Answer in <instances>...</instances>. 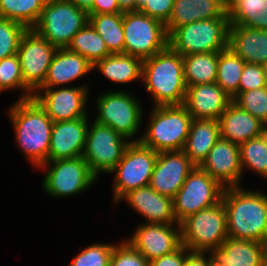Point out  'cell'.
<instances>
[{
    "mask_svg": "<svg viewBox=\"0 0 267 266\" xmlns=\"http://www.w3.org/2000/svg\"><path fill=\"white\" fill-rule=\"evenodd\" d=\"M222 201L228 237L267 244V195L230 187L224 189Z\"/></svg>",
    "mask_w": 267,
    "mask_h": 266,
    "instance_id": "obj_1",
    "label": "cell"
},
{
    "mask_svg": "<svg viewBox=\"0 0 267 266\" xmlns=\"http://www.w3.org/2000/svg\"><path fill=\"white\" fill-rule=\"evenodd\" d=\"M142 79L156 106L184 103L187 86L183 58L169 46L143 60Z\"/></svg>",
    "mask_w": 267,
    "mask_h": 266,
    "instance_id": "obj_2",
    "label": "cell"
},
{
    "mask_svg": "<svg viewBox=\"0 0 267 266\" xmlns=\"http://www.w3.org/2000/svg\"><path fill=\"white\" fill-rule=\"evenodd\" d=\"M17 142L33 164L47 162L53 121L34 99L19 100L10 109Z\"/></svg>",
    "mask_w": 267,
    "mask_h": 266,
    "instance_id": "obj_3",
    "label": "cell"
},
{
    "mask_svg": "<svg viewBox=\"0 0 267 266\" xmlns=\"http://www.w3.org/2000/svg\"><path fill=\"white\" fill-rule=\"evenodd\" d=\"M193 118L182 105L155 106L149 128L136 140L156 152L180 151L187 140Z\"/></svg>",
    "mask_w": 267,
    "mask_h": 266,
    "instance_id": "obj_4",
    "label": "cell"
},
{
    "mask_svg": "<svg viewBox=\"0 0 267 266\" xmlns=\"http://www.w3.org/2000/svg\"><path fill=\"white\" fill-rule=\"evenodd\" d=\"M88 23V12L70 0H47L33 30L57 49H64Z\"/></svg>",
    "mask_w": 267,
    "mask_h": 266,
    "instance_id": "obj_5",
    "label": "cell"
},
{
    "mask_svg": "<svg viewBox=\"0 0 267 266\" xmlns=\"http://www.w3.org/2000/svg\"><path fill=\"white\" fill-rule=\"evenodd\" d=\"M181 245L193 252L219 248L228 238L223 201L204 208L180 223Z\"/></svg>",
    "mask_w": 267,
    "mask_h": 266,
    "instance_id": "obj_6",
    "label": "cell"
},
{
    "mask_svg": "<svg viewBox=\"0 0 267 266\" xmlns=\"http://www.w3.org/2000/svg\"><path fill=\"white\" fill-rule=\"evenodd\" d=\"M229 18L195 21L174 29L168 46L181 56L220 52L228 47Z\"/></svg>",
    "mask_w": 267,
    "mask_h": 266,
    "instance_id": "obj_7",
    "label": "cell"
},
{
    "mask_svg": "<svg viewBox=\"0 0 267 266\" xmlns=\"http://www.w3.org/2000/svg\"><path fill=\"white\" fill-rule=\"evenodd\" d=\"M124 54L148 59L168 47L164 23L142 12L123 13Z\"/></svg>",
    "mask_w": 267,
    "mask_h": 266,
    "instance_id": "obj_8",
    "label": "cell"
},
{
    "mask_svg": "<svg viewBox=\"0 0 267 266\" xmlns=\"http://www.w3.org/2000/svg\"><path fill=\"white\" fill-rule=\"evenodd\" d=\"M225 187L196 166L173 198V210L180 223L189 216L222 201Z\"/></svg>",
    "mask_w": 267,
    "mask_h": 266,
    "instance_id": "obj_9",
    "label": "cell"
},
{
    "mask_svg": "<svg viewBox=\"0 0 267 266\" xmlns=\"http://www.w3.org/2000/svg\"><path fill=\"white\" fill-rule=\"evenodd\" d=\"M158 152L144 146L140 141L131 142L122 159L111 172L115 175V200L120 199L129 191L149 186Z\"/></svg>",
    "mask_w": 267,
    "mask_h": 266,
    "instance_id": "obj_10",
    "label": "cell"
},
{
    "mask_svg": "<svg viewBox=\"0 0 267 266\" xmlns=\"http://www.w3.org/2000/svg\"><path fill=\"white\" fill-rule=\"evenodd\" d=\"M130 143L131 141L118 134L112 127L95 121L93 126L88 128L82 157L96 177L99 172L111 173Z\"/></svg>",
    "mask_w": 267,
    "mask_h": 266,
    "instance_id": "obj_11",
    "label": "cell"
},
{
    "mask_svg": "<svg viewBox=\"0 0 267 266\" xmlns=\"http://www.w3.org/2000/svg\"><path fill=\"white\" fill-rule=\"evenodd\" d=\"M56 50V47L33 29H27L23 34L17 54L24 84L32 90V94L33 90L44 84Z\"/></svg>",
    "mask_w": 267,
    "mask_h": 266,
    "instance_id": "obj_12",
    "label": "cell"
},
{
    "mask_svg": "<svg viewBox=\"0 0 267 266\" xmlns=\"http://www.w3.org/2000/svg\"><path fill=\"white\" fill-rule=\"evenodd\" d=\"M97 101L96 122L112 127L125 138L136 134L143 115L138 101L124 91L106 93Z\"/></svg>",
    "mask_w": 267,
    "mask_h": 266,
    "instance_id": "obj_13",
    "label": "cell"
},
{
    "mask_svg": "<svg viewBox=\"0 0 267 266\" xmlns=\"http://www.w3.org/2000/svg\"><path fill=\"white\" fill-rule=\"evenodd\" d=\"M53 163L47 171L43 186L44 190L52 196L66 197L86 190L96 176L90 171L84 158L76 157L64 160L47 161L40 166Z\"/></svg>",
    "mask_w": 267,
    "mask_h": 266,
    "instance_id": "obj_14",
    "label": "cell"
},
{
    "mask_svg": "<svg viewBox=\"0 0 267 266\" xmlns=\"http://www.w3.org/2000/svg\"><path fill=\"white\" fill-rule=\"evenodd\" d=\"M195 167L182 150L159 152L149 186L173 199Z\"/></svg>",
    "mask_w": 267,
    "mask_h": 266,
    "instance_id": "obj_15",
    "label": "cell"
},
{
    "mask_svg": "<svg viewBox=\"0 0 267 266\" xmlns=\"http://www.w3.org/2000/svg\"><path fill=\"white\" fill-rule=\"evenodd\" d=\"M45 89L44 95L37 92L33 98L45 110L53 122L67 121L86 117L85 104L87 100L86 87L75 88H39Z\"/></svg>",
    "mask_w": 267,
    "mask_h": 266,
    "instance_id": "obj_16",
    "label": "cell"
},
{
    "mask_svg": "<svg viewBox=\"0 0 267 266\" xmlns=\"http://www.w3.org/2000/svg\"><path fill=\"white\" fill-rule=\"evenodd\" d=\"M199 167L223 187H238L243 173L239 145L220 138Z\"/></svg>",
    "mask_w": 267,
    "mask_h": 266,
    "instance_id": "obj_17",
    "label": "cell"
},
{
    "mask_svg": "<svg viewBox=\"0 0 267 266\" xmlns=\"http://www.w3.org/2000/svg\"><path fill=\"white\" fill-rule=\"evenodd\" d=\"M171 225L158 223L140 225L128 242L149 262L171 254L181 246L180 230L176 231Z\"/></svg>",
    "mask_w": 267,
    "mask_h": 266,
    "instance_id": "obj_18",
    "label": "cell"
},
{
    "mask_svg": "<svg viewBox=\"0 0 267 266\" xmlns=\"http://www.w3.org/2000/svg\"><path fill=\"white\" fill-rule=\"evenodd\" d=\"M87 117L53 122L47 161L81 157L88 131Z\"/></svg>",
    "mask_w": 267,
    "mask_h": 266,
    "instance_id": "obj_19",
    "label": "cell"
},
{
    "mask_svg": "<svg viewBox=\"0 0 267 266\" xmlns=\"http://www.w3.org/2000/svg\"><path fill=\"white\" fill-rule=\"evenodd\" d=\"M232 98L216 83L187 87L183 105L193 119L218 120Z\"/></svg>",
    "mask_w": 267,
    "mask_h": 266,
    "instance_id": "obj_20",
    "label": "cell"
},
{
    "mask_svg": "<svg viewBox=\"0 0 267 266\" xmlns=\"http://www.w3.org/2000/svg\"><path fill=\"white\" fill-rule=\"evenodd\" d=\"M211 259L220 266H267V244L228 237L211 250Z\"/></svg>",
    "mask_w": 267,
    "mask_h": 266,
    "instance_id": "obj_21",
    "label": "cell"
},
{
    "mask_svg": "<svg viewBox=\"0 0 267 266\" xmlns=\"http://www.w3.org/2000/svg\"><path fill=\"white\" fill-rule=\"evenodd\" d=\"M214 18H228L227 0H174L166 31L169 35L178 27Z\"/></svg>",
    "mask_w": 267,
    "mask_h": 266,
    "instance_id": "obj_22",
    "label": "cell"
},
{
    "mask_svg": "<svg viewBox=\"0 0 267 266\" xmlns=\"http://www.w3.org/2000/svg\"><path fill=\"white\" fill-rule=\"evenodd\" d=\"M123 198L135 211L146 217L149 223L173 224L177 222L173 210V199L159 194L150 186L131 190Z\"/></svg>",
    "mask_w": 267,
    "mask_h": 266,
    "instance_id": "obj_23",
    "label": "cell"
},
{
    "mask_svg": "<svg viewBox=\"0 0 267 266\" xmlns=\"http://www.w3.org/2000/svg\"><path fill=\"white\" fill-rule=\"evenodd\" d=\"M220 138L238 145L266 132L267 126L247 111L231 103L218 119Z\"/></svg>",
    "mask_w": 267,
    "mask_h": 266,
    "instance_id": "obj_24",
    "label": "cell"
},
{
    "mask_svg": "<svg viewBox=\"0 0 267 266\" xmlns=\"http://www.w3.org/2000/svg\"><path fill=\"white\" fill-rule=\"evenodd\" d=\"M228 47L246 63L264 65L267 61V30L229 25Z\"/></svg>",
    "mask_w": 267,
    "mask_h": 266,
    "instance_id": "obj_25",
    "label": "cell"
},
{
    "mask_svg": "<svg viewBox=\"0 0 267 266\" xmlns=\"http://www.w3.org/2000/svg\"><path fill=\"white\" fill-rule=\"evenodd\" d=\"M93 65L82 55L69 51L67 48L57 49L44 84L40 88H54L82 77L93 70Z\"/></svg>",
    "mask_w": 267,
    "mask_h": 266,
    "instance_id": "obj_26",
    "label": "cell"
},
{
    "mask_svg": "<svg viewBox=\"0 0 267 266\" xmlns=\"http://www.w3.org/2000/svg\"><path fill=\"white\" fill-rule=\"evenodd\" d=\"M220 139V125L214 119H193L182 151L199 166Z\"/></svg>",
    "mask_w": 267,
    "mask_h": 266,
    "instance_id": "obj_27",
    "label": "cell"
},
{
    "mask_svg": "<svg viewBox=\"0 0 267 266\" xmlns=\"http://www.w3.org/2000/svg\"><path fill=\"white\" fill-rule=\"evenodd\" d=\"M230 25L267 30V0H227Z\"/></svg>",
    "mask_w": 267,
    "mask_h": 266,
    "instance_id": "obj_28",
    "label": "cell"
},
{
    "mask_svg": "<svg viewBox=\"0 0 267 266\" xmlns=\"http://www.w3.org/2000/svg\"><path fill=\"white\" fill-rule=\"evenodd\" d=\"M95 67L113 82L127 83L142 77L143 60L124 53L110 54L97 61Z\"/></svg>",
    "mask_w": 267,
    "mask_h": 266,
    "instance_id": "obj_29",
    "label": "cell"
},
{
    "mask_svg": "<svg viewBox=\"0 0 267 266\" xmlns=\"http://www.w3.org/2000/svg\"><path fill=\"white\" fill-rule=\"evenodd\" d=\"M187 87L216 82L218 52L194 53L182 56Z\"/></svg>",
    "mask_w": 267,
    "mask_h": 266,
    "instance_id": "obj_30",
    "label": "cell"
},
{
    "mask_svg": "<svg viewBox=\"0 0 267 266\" xmlns=\"http://www.w3.org/2000/svg\"><path fill=\"white\" fill-rule=\"evenodd\" d=\"M89 24L101 36L111 54L124 53L123 13L89 14Z\"/></svg>",
    "mask_w": 267,
    "mask_h": 266,
    "instance_id": "obj_31",
    "label": "cell"
},
{
    "mask_svg": "<svg viewBox=\"0 0 267 266\" xmlns=\"http://www.w3.org/2000/svg\"><path fill=\"white\" fill-rule=\"evenodd\" d=\"M245 61L229 47L218 52L216 83L233 99L239 93V83Z\"/></svg>",
    "mask_w": 267,
    "mask_h": 266,
    "instance_id": "obj_32",
    "label": "cell"
},
{
    "mask_svg": "<svg viewBox=\"0 0 267 266\" xmlns=\"http://www.w3.org/2000/svg\"><path fill=\"white\" fill-rule=\"evenodd\" d=\"M47 0H0V18L9 19L33 29Z\"/></svg>",
    "mask_w": 267,
    "mask_h": 266,
    "instance_id": "obj_33",
    "label": "cell"
},
{
    "mask_svg": "<svg viewBox=\"0 0 267 266\" xmlns=\"http://www.w3.org/2000/svg\"><path fill=\"white\" fill-rule=\"evenodd\" d=\"M67 49L84 56L92 65L111 54L101 36L89 23L74 35Z\"/></svg>",
    "mask_w": 267,
    "mask_h": 266,
    "instance_id": "obj_34",
    "label": "cell"
},
{
    "mask_svg": "<svg viewBox=\"0 0 267 266\" xmlns=\"http://www.w3.org/2000/svg\"><path fill=\"white\" fill-rule=\"evenodd\" d=\"M239 148L242 171L245 165L267 177V133L243 142Z\"/></svg>",
    "mask_w": 267,
    "mask_h": 266,
    "instance_id": "obj_35",
    "label": "cell"
},
{
    "mask_svg": "<svg viewBox=\"0 0 267 266\" xmlns=\"http://www.w3.org/2000/svg\"><path fill=\"white\" fill-rule=\"evenodd\" d=\"M232 102L267 126V86L238 93Z\"/></svg>",
    "mask_w": 267,
    "mask_h": 266,
    "instance_id": "obj_36",
    "label": "cell"
},
{
    "mask_svg": "<svg viewBox=\"0 0 267 266\" xmlns=\"http://www.w3.org/2000/svg\"><path fill=\"white\" fill-rule=\"evenodd\" d=\"M12 87L25 90L26 94L20 100L33 98L34 94H31L32 91L24 84L18 54L0 60V91Z\"/></svg>",
    "mask_w": 267,
    "mask_h": 266,
    "instance_id": "obj_37",
    "label": "cell"
},
{
    "mask_svg": "<svg viewBox=\"0 0 267 266\" xmlns=\"http://www.w3.org/2000/svg\"><path fill=\"white\" fill-rule=\"evenodd\" d=\"M26 31L24 25L0 18V60L17 54L20 40Z\"/></svg>",
    "mask_w": 267,
    "mask_h": 266,
    "instance_id": "obj_38",
    "label": "cell"
},
{
    "mask_svg": "<svg viewBox=\"0 0 267 266\" xmlns=\"http://www.w3.org/2000/svg\"><path fill=\"white\" fill-rule=\"evenodd\" d=\"M115 245L94 244L84 249L70 266H109Z\"/></svg>",
    "mask_w": 267,
    "mask_h": 266,
    "instance_id": "obj_39",
    "label": "cell"
},
{
    "mask_svg": "<svg viewBox=\"0 0 267 266\" xmlns=\"http://www.w3.org/2000/svg\"><path fill=\"white\" fill-rule=\"evenodd\" d=\"M109 266H150V262L128 241L114 246Z\"/></svg>",
    "mask_w": 267,
    "mask_h": 266,
    "instance_id": "obj_40",
    "label": "cell"
},
{
    "mask_svg": "<svg viewBox=\"0 0 267 266\" xmlns=\"http://www.w3.org/2000/svg\"><path fill=\"white\" fill-rule=\"evenodd\" d=\"M266 86L262 65L245 63L239 83V93Z\"/></svg>",
    "mask_w": 267,
    "mask_h": 266,
    "instance_id": "obj_41",
    "label": "cell"
},
{
    "mask_svg": "<svg viewBox=\"0 0 267 266\" xmlns=\"http://www.w3.org/2000/svg\"><path fill=\"white\" fill-rule=\"evenodd\" d=\"M174 0H145L139 11L166 24L172 13Z\"/></svg>",
    "mask_w": 267,
    "mask_h": 266,
    "instance_id": "obj_42",
    "label": "cell"
},
{
    "mask_svg": "<svg viewBox=\"0 0 267 266\" xmlns=\"http://www.w3.org/2000/svg\"><path fill=\"white\" fill-rule=\"evenodd\" d=\"M185 250L189 252L185 246L181 245L173 253L150 261V266H185L187 260V254H184Z\"/></svg>",
    "mask_w": 267,
    "mask_h": 266,
    "instance_id": "obj_43",
    "label": "cell"
},
{
    "mask_svg": "<svg viewBox=\"0 0 267 266\" xmlns=\"http://www.w3.org/2000/svg\"><path fill=\"white\" fill-rule=\"evenodd\" d=\"M123 13L118 6L117 0H94L88 14H112Z\"/></svg>",
    "mask_w": 267,
    "mask_h": 266,
    "instance_id": "obj_44",
    "label": "cell"
},
{
    "mask_svg": "<svg viewBox=\"0 0 267 266\" xmlns=\"http://www.w3.org/2000/svg\"><path fill=\"white\" fill-rule=\"evenodd\" d=\"M212 261L210 259H205L204 252H193L190 251L187 255L186 265L185 266H209Z\"/></svg>",
    "mask_w": 267,
    "mask_h": 266,
    "instance_id": "obj_45",
    "label": "cell"
},
{
    "mask_svg": "<svg viewBox=\"0 0 267 266\" xmlns=\"http://www.w3.org/2000/svg\"><path fill=\"white\" fill-rule=\"evenodd\" d=\"M119 9L124 12L138 11L139 5L136 0H117Z\"/></svg>",
    "mask_w": 267,
    "mask_h": 266,
    "instance_id": "obj_46",
    "label": "cell"
},
{
    "mask_svg": "<svg viewBox=\"0 0 267 266\" xmlns=\"http://www.w3.org/2000/svg\"><path fill=\"white\" fill-rule=\"evenodd\" d=\"M78 8L86 10L87 12L92 8L94 0H70Z\"/></svg>",
    "mask_w": 267,
    "mask_h": 266,
    "instance_id": "obj_47",
    "label": "cell"
},
{
    "mask_svg": "<svg viewBox=\"0 0 267 266\" xmlns=\"http://www.w3.org/2000/svg\"><path fill=\"white\" fill-rule=\"evenodd\" d=\"M262 68H263L265 82H266V85H267V61L265 62L264 65H262Z\"/></svg>",
    "mask_w": 267,
    "mask_h": 266,
    "instance_id": "obj_48",
    "label": "cell"
},
{
    "mask_svg": "<svg viewBox=\"0 0 267 266\" xmlns=\"http://www.w3.org/2000/svg\"><path fill=\"white\" fill-rule=\"evenodd\" d=\"M136 1H137V4H138L139 6H141L142 3H143L145 0H136Z\"/></svg>",
    "mask_w": 267,
    "mask_h": 266,
    "instance_id": "obj_49",
    "label": "cell"
},
{
    "mask_svg": "<svg viewBox=\"0 0 267 266\" xmlns=\"http://www.w3.org/2000/svg\"><path fill=\"white\" fill-rule=\"evenodd\" d=\"M209 266H220V265H216L214 262H210Z\"/></svg>",
    "mask_w": 267,
    "mask_h": 266,
    "instance_id": "obj_50",
    "label": "cell"
}]
</instances>
